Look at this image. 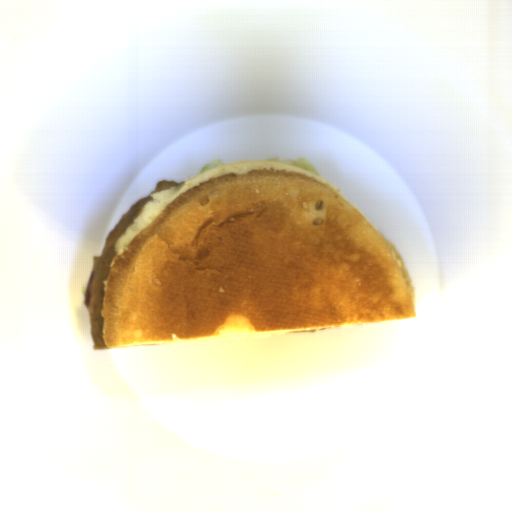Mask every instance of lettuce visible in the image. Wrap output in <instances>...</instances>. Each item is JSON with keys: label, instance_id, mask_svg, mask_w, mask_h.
<instances>
[{"label": "lettuce", "instance_id": "494a5c6d", "mask_svg": "<svg viewBox=\"0 0 512 512\" xmlns=\"http://www.w3.org/2000/svg\"><path fill=\"white\" fill-rule=\"evenodd\" d=\"M225 164H226L225 162H223L221 159L217 158L215 160H212L210 163L203 165L198 174L203 173L208 170H211V169H214V168H217V167L225 165Z\"/></svg>", "mask_w": 512, "mask_h": 512}, {"label": "lettuce", "instance_id": "9fb2a089", "mask_svg": "<svg viewBox=\"0 0 512 512\" xmlns=\"http://www.w3.org/2000/svg\"><path fill=\"white\" fill-rule=\"evenodd\" d=\"M266 161H274V162H281V163H287L293 166H297L306 170H309L311 172H314L316 174H320L319 171L316 169V167L313 165V163L310 161L308 157H302L300 159L294 160V159H288V158H272V159H266Z\"/></svg>", "mask_w": 512, "mask_h": 512}]
</instances>
